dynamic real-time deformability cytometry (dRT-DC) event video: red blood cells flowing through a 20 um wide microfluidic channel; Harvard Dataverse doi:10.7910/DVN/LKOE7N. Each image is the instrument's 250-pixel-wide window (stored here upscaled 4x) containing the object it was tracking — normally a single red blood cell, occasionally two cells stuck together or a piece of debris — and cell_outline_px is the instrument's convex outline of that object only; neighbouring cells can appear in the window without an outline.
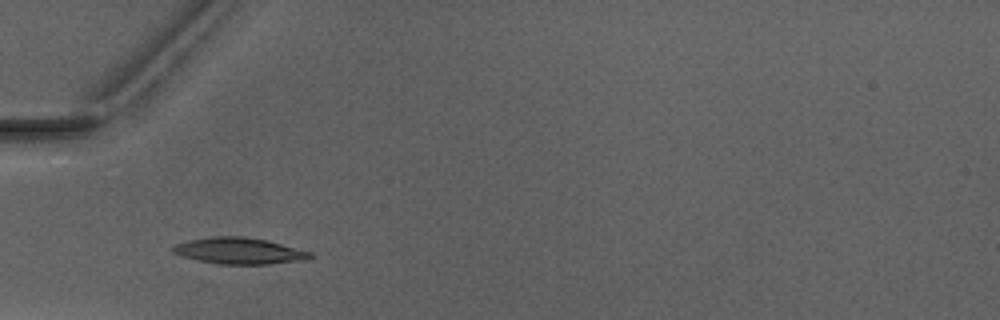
{"species": "Egyptian fruit bat (a non-hibernating species)", "species_latin": "Rousettus aegyptiacus", "temperature_condition": "warm", "stored_images_in_passage": 5, "camera_frame_rate_fps": 3000, "um_per_image_px": 0.085, "animal": {"sex": "male"}, "frame": {"image": 1, "passage_image": 3, "time_ms": 2.333, "image_size_px": [1000, 320], "cell_outline_px": [[312, 256], [304, 260], [268, 264], [216, 264], [180, 256], [172, 252], [172, 248], [176, 244], [188, 240], [212, 236], [244, 236], [268, 240], [312, 252]], "centroid_in_image_um": [20.31, 21.32], "position_along_channel_um": 64.7, "area_um2": 21.15}}
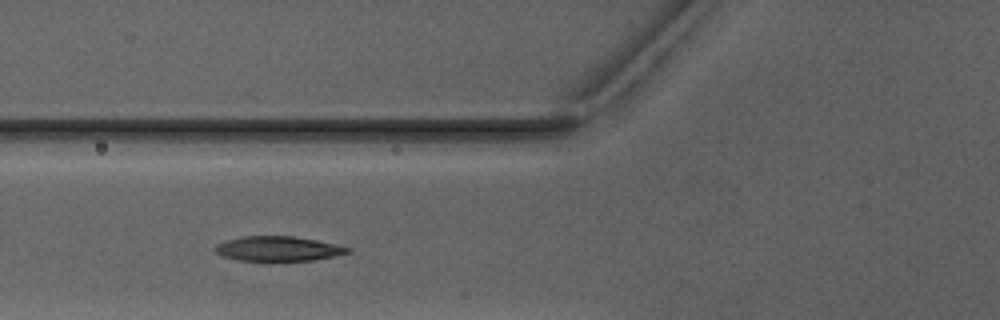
{"frame": {"image": 2, "passage_image": 4, "time_ms": 3.333, "image_size_px": [1000, 320], "cell_outline_px": [[352, 252], [312, 260], [236, 260], [224, 256], [216, 252], [212, 248], [216, 244], [228, 240], [244, 236], [292, 236], [316, 240], [352, 248]], "centroid_in_image_um": [23.63, 21.13], "position_along_channel_um": 102.2, "area_um2": 18.84}}
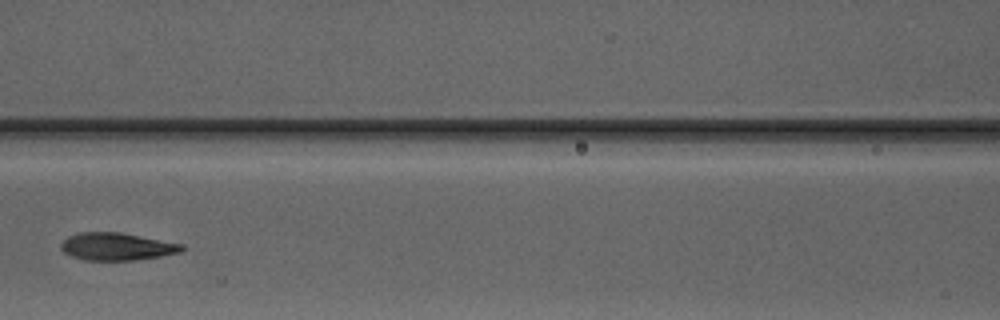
{"frame": {"image": 3, "passage_image": 5, "time_ms": 4.667, "image_size_px": [1000, 320], "cell_outline_px": [[184, 248], [180, 252], [160, 256], [136, 260], [84, 260], [72, 256], [64, 252], [60, 248], [60, 244], [68, 236], [80, 232], [120, 232], [184, 244]], "centroid_in_image_um": [9.92, 20.95], "position_along_channel_um": 156.7, "area_um2": 19.36}}